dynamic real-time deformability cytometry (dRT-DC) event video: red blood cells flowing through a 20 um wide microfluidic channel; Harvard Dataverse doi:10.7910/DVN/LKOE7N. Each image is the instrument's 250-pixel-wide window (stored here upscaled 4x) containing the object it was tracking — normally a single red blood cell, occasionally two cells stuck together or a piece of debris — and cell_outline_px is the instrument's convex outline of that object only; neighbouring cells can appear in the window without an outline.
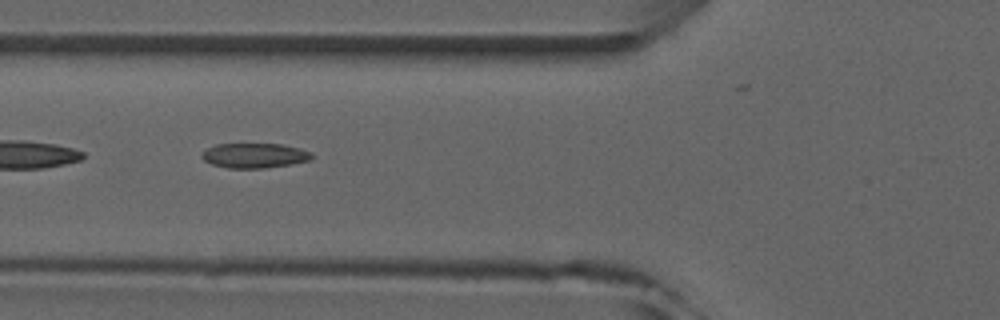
{"species": "common noctule bat (a hibernating species)", "species_latin": "Nyctalus noctula", "temperature_condition": "room temperature", "stored_images_in_passage": 7, "camera_frame_rate_fps": 3000, "um_per_image_px": 0.085, "animal": {"sex": "male", "forearm_length_mm": 52.5}, "frame": {"image": 1, "passage_image": 4, "time_ms": 4.333, "image_size_px": [1000, 320], "cell_outline_px": [[312, 160], [264, 168], [228, 168], [212, 164], [204, 160], [200, 156], [208, 148], [216, 144], [280, 144], [300, 148], [312, 152]], "centroid_in_image_um": [21.64, 13.22], "position_along_channel_um": 104.2, "area_um2": 15.78}}
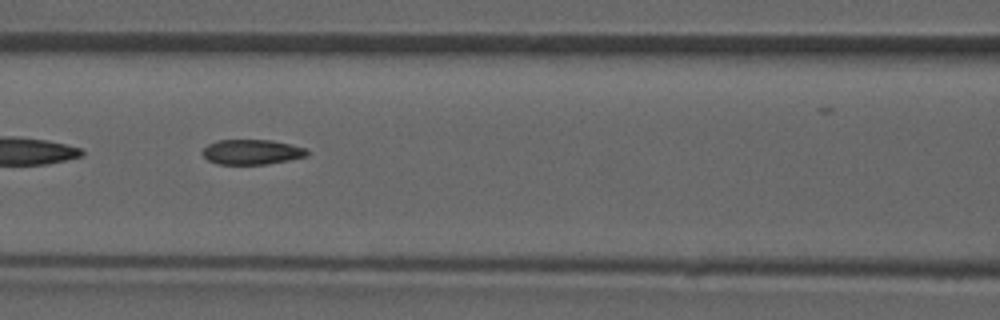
{"frame": {"image": 2, "passage_image": 5, "time_ms": 5.333, "image_size_px": [1000, 320], "cell_outline_px": [[308, 156], [288, 160], [264, 164], [216, 164], [208, 160], [200, 152], [208, 144], [216, 140], [272, 140], [308, 148]], "centroid_in_image_um": [21.4, 12.91], "position_along_channel_um": 145.2, "area_um2": 15.32}}